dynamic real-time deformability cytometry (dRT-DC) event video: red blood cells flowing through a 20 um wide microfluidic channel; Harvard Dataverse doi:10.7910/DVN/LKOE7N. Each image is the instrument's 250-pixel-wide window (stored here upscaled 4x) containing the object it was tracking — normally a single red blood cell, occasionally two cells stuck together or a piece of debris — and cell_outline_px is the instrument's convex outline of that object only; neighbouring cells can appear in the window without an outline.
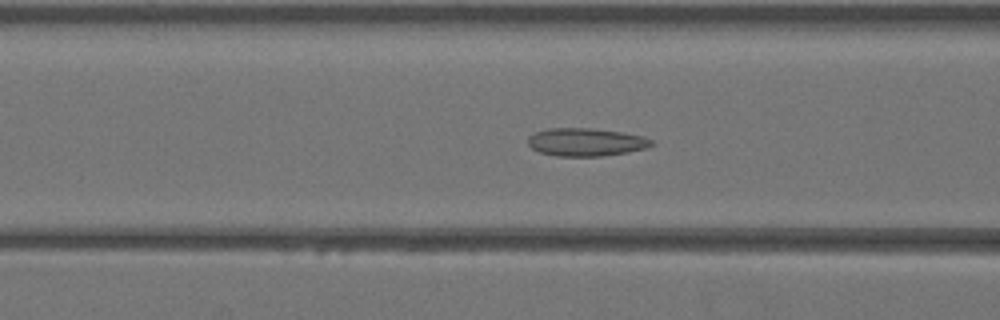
{"species": "Egyptian fruit bat (a non-hibernating species)", "species_latin": "Rousettus aegyptiacus", "temperature_condition": "warm", "stored_images_in_passage": 39, "camera_frame_rate_fps": 3000, "um_per_image_px": 0.085, "animal": {"sex": "female"}, "frame": {"image": 1, "passage_image": 13, "time_ms": 4.0, "image_size_px": [1000, 320], "cell_outline_px": [[656, 144], [648, 148], [628, 152], [600, 156], [556, 156], [540, 152], [532, 148], [528, 144], [528, 136], [536, 132], [548, 128], [592, 128], [620, 132], [644, 136], [652, 140]], "centroid_in_image_um": [49.83, 12.08], "position_along_channel_um": 116.8, "area_um2": 20.23}}
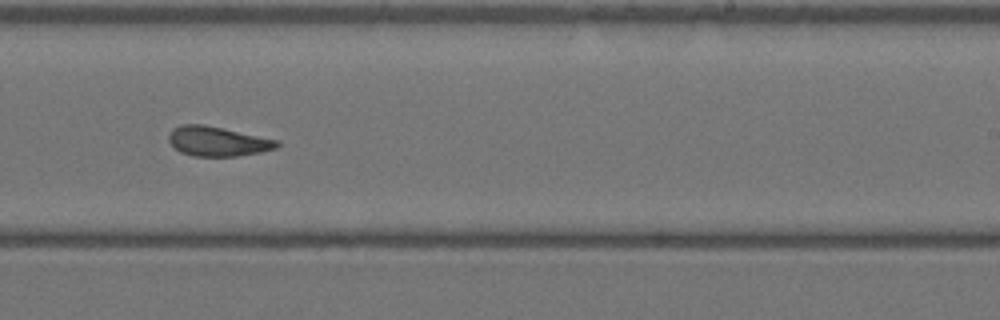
{"frame": {"image": 2, "passage_image": 23, "time_ms": 7.333, "image_size_px": [1000, 320], "cell_outline_px": [[280, 144], [276, 148], [260, 152], [236, 156], [192, 156], [180, 152], [168, 140], [168, 136], [172, 128], [180, 124], [204, 124], [280, 140]], "centroid_in_image_um": [18.49, 12.0], "position_along_channel_um": 270.5, "area_um2": 18.79}}
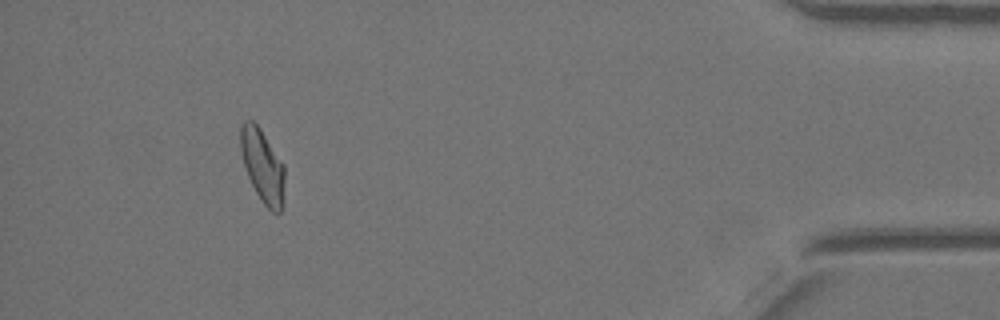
{"frame": {"image": 3, "passage_image": 36, "time_ms": 11.667, "image_size_px": [1000, 320], "cell_outline_px": [[284, 204], [280, 212], [272, 212], [260, 200], [248, 176], [244, 164], [240, 148], [240, 128], [244, 120], [252, 120], [260, 128], [284, 164]], "centroid_in_image_um": [22.33, 14.11], "position_along_channel_um": 412.9, "area_um2": 18.84}}